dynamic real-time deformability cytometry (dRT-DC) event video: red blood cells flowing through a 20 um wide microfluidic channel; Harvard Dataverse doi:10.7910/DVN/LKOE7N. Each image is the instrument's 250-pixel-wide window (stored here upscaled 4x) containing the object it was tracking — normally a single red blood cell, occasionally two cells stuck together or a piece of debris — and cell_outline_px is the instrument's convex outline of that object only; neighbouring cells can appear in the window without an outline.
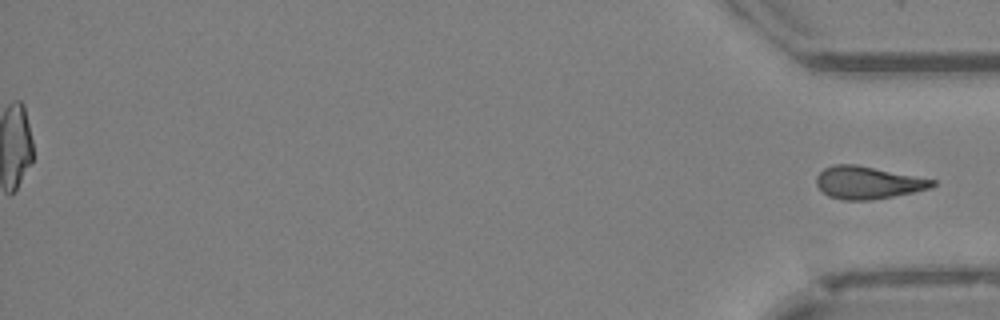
{"species": "Egyptian fruit bat (a non-hibernating species)", "species_latin": "Rousettus aegyptiacus", "temperature_condition": "cold", "stored_images_in_passage": 51, "segment_of_instrument_passage": [2, 2], "camera_frame_rate_fps": 3000, "um_per_image_px": 0.085, "animal": {"sex": "female"}, "frame": {"image": 1, "passage_image": 51, "time_ms": 16.667, "image_size_px": [1000, 320], "cell_outline_px": [[936, 184], [928, 188], [912, 192], [892, 196], [868, 200], [844, 200], [828, 196], [816, 184], [816, 176], [824, 168], [832, 164], [856, 164], [936, 180]], "centroid_in_image_um": [73.73, 15.51], "position_along_channel_um": 361.5, "area_um2": 21.73}}